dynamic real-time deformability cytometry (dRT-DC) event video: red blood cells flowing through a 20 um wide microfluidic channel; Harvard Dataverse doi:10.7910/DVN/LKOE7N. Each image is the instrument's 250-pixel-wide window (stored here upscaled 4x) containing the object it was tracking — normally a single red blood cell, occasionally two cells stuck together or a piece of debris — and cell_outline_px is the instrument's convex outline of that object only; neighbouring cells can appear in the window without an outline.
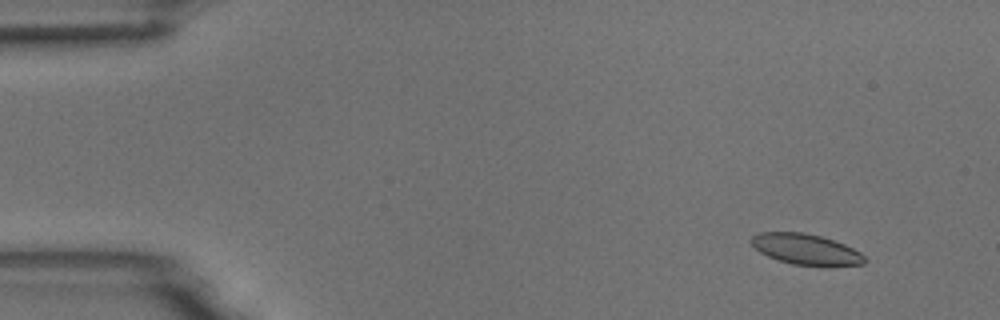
{"species": "common noctule bat (a hibernating species)", "species_latin": "Nyctalus noctula", "temperature_condition": "room temperature", "stored_images_in_passage": 6, "camera_frame_rate_fps": 3000, "um_per_image_px": 0.085, "animal": {"sex": "male", "body_mass_g": 18.8}, "frame": {"image": 1, "passage_image": 2, "time_ms": 0.333, "image_size_px": [1000, 320], "cell_outline_px": [[864, 264], [828, 268], [824, 268], [792, 264], [768, 256], [760, 252], [748, 240], [752, 236], [760, 232], [804, 232], [820, 236], [844, 244], [860, 252], [864, 256]], "centroid_in_image_um": [68.53, 21.22], "position_along_channel_um": 16.5, "area_um2": 20.69}}
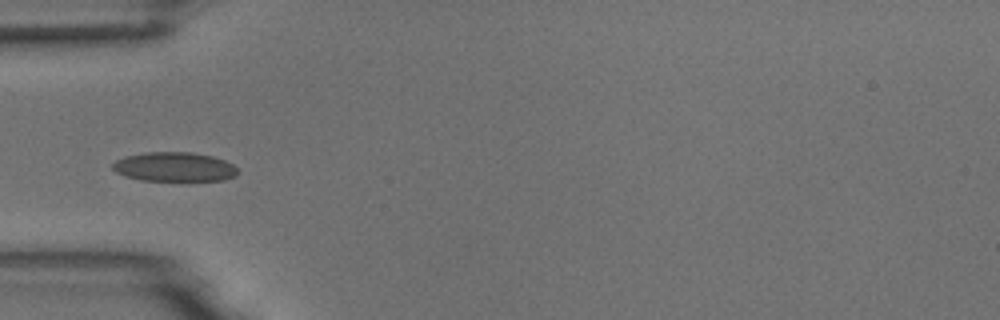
{"frame": {"image": 2, "passage_image": 5, "time_ms": 1.333, "image_size_px": [1000, 320], "cell_outline_px": [[236, 176], [224, 180], [140, 180], [124, 176], [116, 172], [112, 168], [112, 164], [116, 160], [124, 156], [144, 152], [192, 152], [212, 156], [224, 160], [232, 164], [236, 168]], "centroid_in_image_um": [14.78, 14.17], "position_along_channel_um": 70.2, "area_um2": 21.33}}